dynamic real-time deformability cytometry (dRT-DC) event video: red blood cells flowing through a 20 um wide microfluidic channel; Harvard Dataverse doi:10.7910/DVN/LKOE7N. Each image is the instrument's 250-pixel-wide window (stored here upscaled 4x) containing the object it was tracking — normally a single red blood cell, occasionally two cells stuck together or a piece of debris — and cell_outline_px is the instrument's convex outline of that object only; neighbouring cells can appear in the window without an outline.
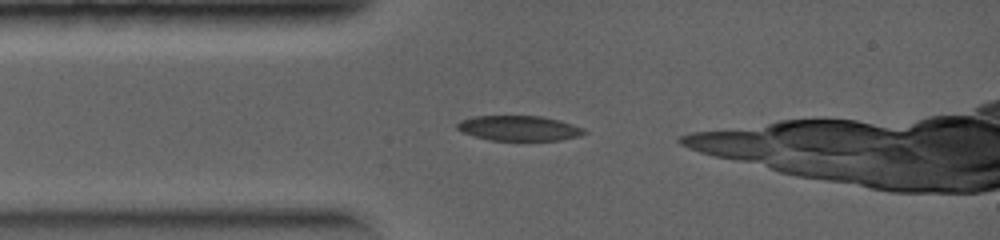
{"species": "common noctule bat (a hibernating species)", "species_latin": "Nyctalus noctula", "temperature_condition": "warm", "stored_images_in_passage": 4, "segment_of_instrument_passage": [2, 2], "camera_frame_rate_fps": 5000, "um_per_image_px": 0.085, "animal": {"sex": "female", "body_mass_g": 19.0, "forearm_length_mm": 56.7}, "frame": {"image": 1, "passage_image": 4, "time_ms": 1.6, "image_size_px": [1000, 240], "cell_outline_px": [[588, 132], [580, 136], [560, 140], [488, 140], [472, 136], [456, 128], [456, 124], [460, 120], [472, 116], [540, 116], [560, 120], [584, 128]], "centroid_in_image_um": [44.11, 10.9], "position_along_channel_um": 40.9, "area_um2": 18.67}}